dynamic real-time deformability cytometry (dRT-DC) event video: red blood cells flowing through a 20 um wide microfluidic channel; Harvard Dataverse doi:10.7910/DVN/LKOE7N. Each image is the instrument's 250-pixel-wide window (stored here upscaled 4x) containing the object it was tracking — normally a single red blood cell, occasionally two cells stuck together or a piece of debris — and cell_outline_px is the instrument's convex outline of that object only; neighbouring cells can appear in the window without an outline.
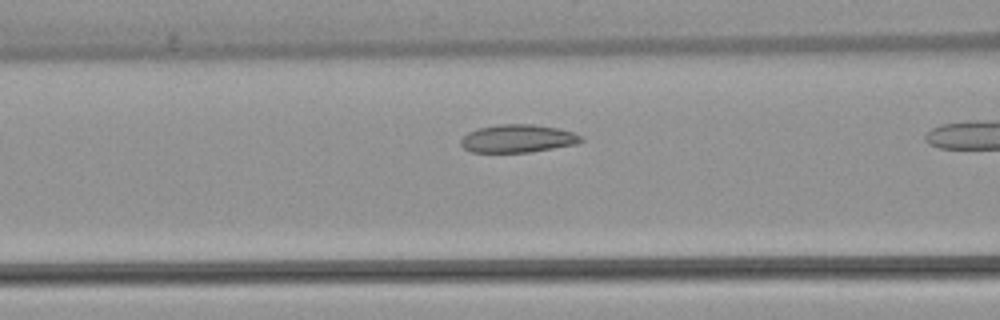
{"species": "common noctule bat (a hibernating species)", "species_latin": "Nyctalus noctula", "temperature_condition": "warm", "stored_images_in_passage": 11, "camera_frame_rate_fps": 3000, "um_per_image_px": 0.085, "animal": {"sex": "female", "body_mass_g": 22.7, "forearm_length_mm": 54.2}, "frame": {"image": 1, "passage_image": 7, "time_ms": 2.0, "image_size_px": [1000, 320], "cell_outline_px": [[584, 140], [576, 144], [528, 152], [472, 152], [464, 148], [460, 144], [460, 140], [468, 132], [476, 128], [496, 124], [532, 124], [556, 128], [576, 132]], "centroid_in_image_um": [43.98, 11.76], "position_along_channel_um": 122.6, "area_um2": 19.59}}
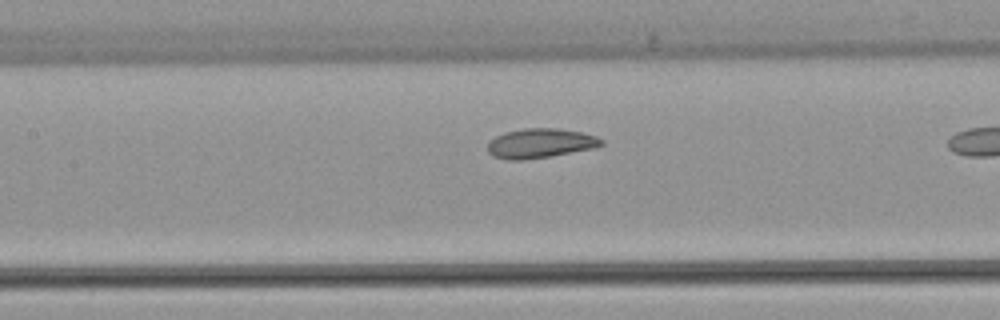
{"frame": {"image": 2, "passage_image": 10, "time_ms": 3.0, "image_size_px": [1000, 320], "cell_outline_px": [[604, 144], [596, 148], [524, 160], [508, 160], [492, 156], [488, 152], [488, 140], [504, 132], [524, 128], [556, 128], [580, 132], [596, 136], [604, 140]], "centroid_in_image_um": [45.91, 12.18], "position_along_channel_um": 161.5, "area_um2": 19.65}}